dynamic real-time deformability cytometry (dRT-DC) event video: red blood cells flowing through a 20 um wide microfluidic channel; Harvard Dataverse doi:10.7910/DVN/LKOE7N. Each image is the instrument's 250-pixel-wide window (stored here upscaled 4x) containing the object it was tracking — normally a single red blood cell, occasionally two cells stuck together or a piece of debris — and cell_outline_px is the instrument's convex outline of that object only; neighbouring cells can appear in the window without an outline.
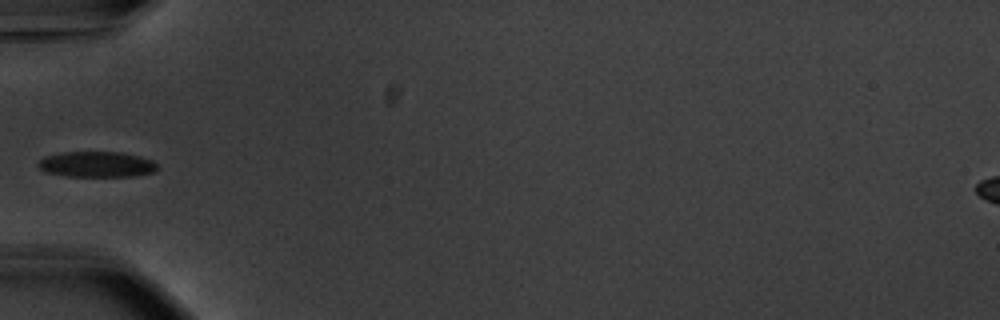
{"species": "common noctule bat (a hibernating species)", "species_latin": "Nyctalus noctula", "temperature_condition": "warm", "stored_images_in_passage": 32, "camera_frame_rate_fps": 3000, "um_per_image_px": 0.085, "animal": {"sex": "male", "body_mass_g": 20.1, "forearm_length_mm": 53.5}, "frame": {"image": 1, "passage_image": 1, "time_ms": 0.0, "image_size_px": [1000, 320], "cell_outline_px": [[156, 168], [152, 172], [136, 176], [68, 176], [44, 172], [36, 164], [44, 156], [60, 152], [120, 152], [140, 156], [152, 160], [156, 164]], "centroid_in_image_um": [8.17, 13.96], "position_along_channel_um": 76.8, "area_um2": 17.8}}